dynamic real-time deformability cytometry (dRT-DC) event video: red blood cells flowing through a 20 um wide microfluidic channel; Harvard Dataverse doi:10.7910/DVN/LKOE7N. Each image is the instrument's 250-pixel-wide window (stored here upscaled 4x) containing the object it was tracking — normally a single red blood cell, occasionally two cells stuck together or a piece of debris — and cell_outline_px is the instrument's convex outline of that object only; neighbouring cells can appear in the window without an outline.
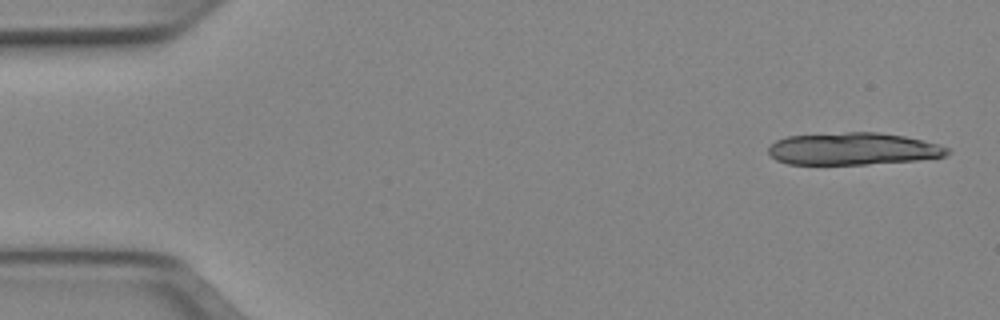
{"species": "Egyptian fruit bat (a non-hibernating species)", "species_latin": "Rousettus aegyptiacus", "temperature_condition": "cold", "stored_images_in_passage": 8, "segment_of_instrument_passage": [1, 2], "camera_frame_rate_fps": 3000, "um_per_image_px": 0.085, "animal": {"sex": "female"}, "frame": {"image": 1, "passage_image": 1, "time_ms": 0.0, "image_size_px": [1000, 320], "cell_outline_px": [[952, 152], [944, 156], [916, 160], [868, 164], [788, 164], [776, 160], [768, 152], [768, 148], [776, 140], [788, 136], [844, 132], [880, 132], [904, 136], [952, 148]], "centroid_in_image_um": [72.52, 12.65], "position_along_channel_um": 12.5, "area_um2": 33.58}}